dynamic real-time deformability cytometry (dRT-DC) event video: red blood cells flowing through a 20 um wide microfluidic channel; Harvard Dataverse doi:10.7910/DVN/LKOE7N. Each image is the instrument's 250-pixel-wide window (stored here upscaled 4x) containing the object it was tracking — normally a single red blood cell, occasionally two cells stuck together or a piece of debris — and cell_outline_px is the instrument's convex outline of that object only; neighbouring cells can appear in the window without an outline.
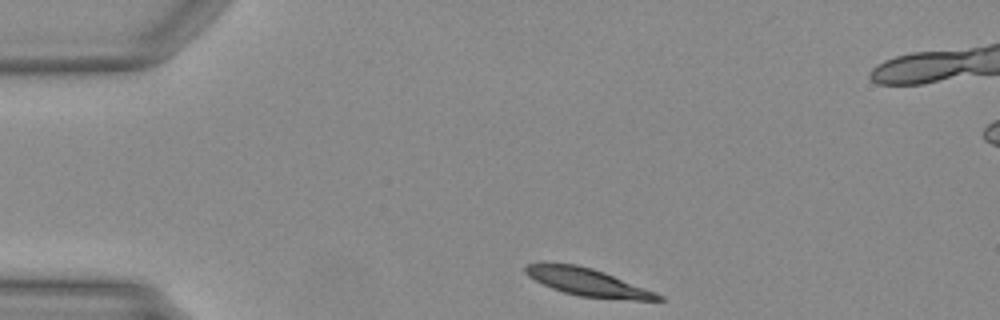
{"species": "Egyptian fruit bat (a non-hibernating species)", "species_latin": "Rousettus aegyptiacus", "temperature_condition": "warm", "stored_images_in_passage": 16, "camera_frame_rate_fps": 3000, "um_per_image_px": 0.085, "animal": {"sex": "female"}, "frame": {"image": 1, "passage_image": 1, "time_ms": 0.0, "image_size_px": [1000, 320], "cell_outline_px": [[664, 300], [632, 300], [580, 296], [564, 292], [552, 288], [528, 276], [524, 272], [524, 264], [576, 264], [592, 268], [604, 272], [656, 292], [664, 296]], "centroid_in_image_um": [49.99, 24.0], "position_along_channel_um": 35.0, "area_um2": 20.98}}
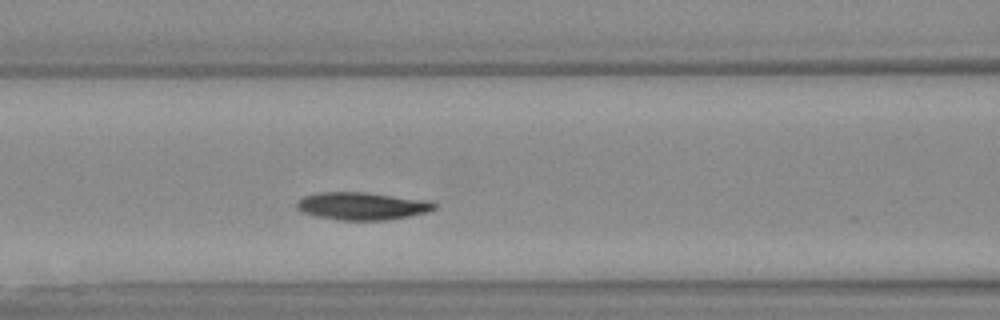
{"frame": {"image": 2, "passage_image": 12, "time_ms": 3.667, "image_size_px": [1000, 320], "cell_outline_px": [[436, 208], [428, 212], [388, 220], [340, 220], [316, 216], [300, 212], [296, 208], [296, 200], [304, 196], [320, 192], [364, 192], [428, 200], [436, 204]], "centroid_in_image_um": [30.74, 17.51], "position_along_channel_um": 135.9, "area_um2": 22.25}}
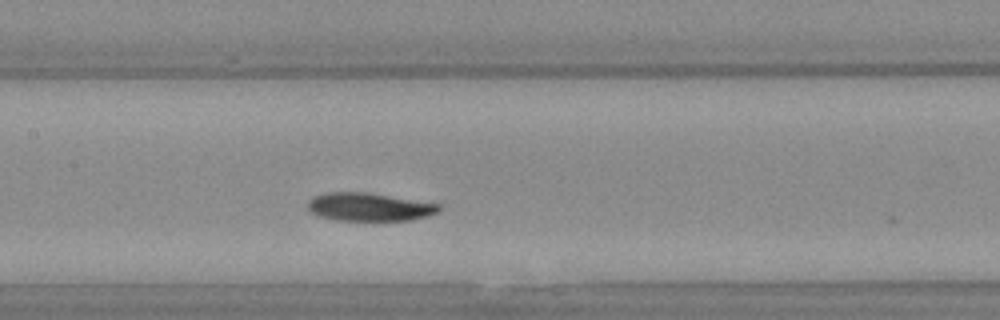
{"frame": {"image": 3, "passage_image": 15, "time_ms": 4.667, "image_size_px": [1000, 320], "cell_outline_px": [[440, 212], [428, 216], [412, 220], [336, 220], [320, 216], [312, 212], [308, 208], [308, 200], [316, 196], [328, 192], [368, 192], [440, 204]], "centroid_in_image_um": [31.42, 17.59], "position_along_channel_um": 176.0, "area_um2": 21.44}}